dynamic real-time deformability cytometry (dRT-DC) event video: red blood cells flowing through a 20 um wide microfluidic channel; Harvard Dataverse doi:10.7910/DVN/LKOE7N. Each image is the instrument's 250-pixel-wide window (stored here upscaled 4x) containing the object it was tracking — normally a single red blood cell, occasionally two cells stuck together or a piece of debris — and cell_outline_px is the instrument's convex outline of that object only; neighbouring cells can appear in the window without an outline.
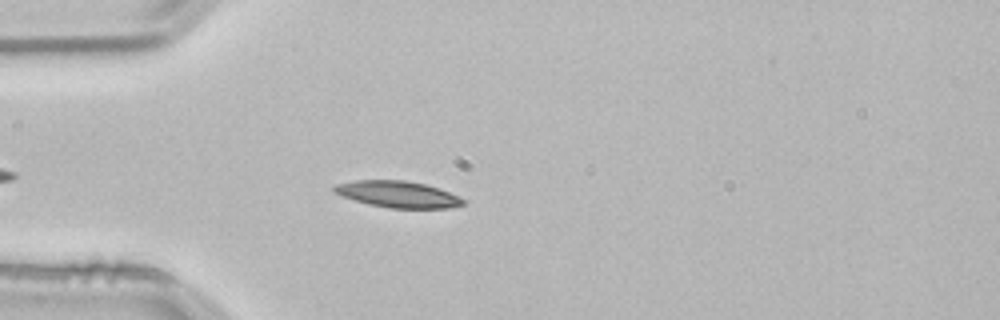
{"species": "common noctule bat (a hibernating species)", "species_latin": "Nyctalus noctula", "temperature_condition": "room temperature", "stored_images_in_passage": 46, "camera_frame_rate_fps": 3000, "um_per_image_px": 0.085, "animal": {"sex": "male", "body_mass_g": 21.5, "forearm_length_mm": 52.0}, "frame": {"image": 1, "passage_image": 7, "time_ms": 2.0, "image_size_px": [1000, 320], "cell_outline_px": [[464, 204], [448, 208], [388, 208], [368, 204], [332, 192], [332, 188], [336, 184], [356, 180], [404, 180], [424, 184], [448, 192], [464, 200]], "centroid_in_image_um": [33.76, 16.51], "position_along_channel_um": 51.2, "area_um2": 19.59}}
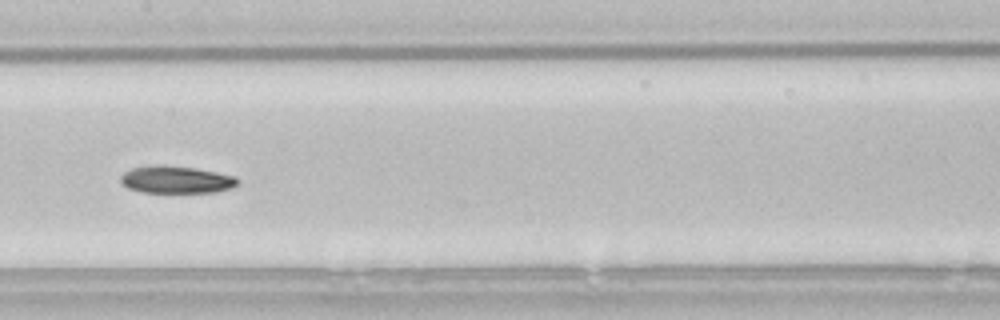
{"frame": {"image": 2, "passage_image": 19, "time_ms": 6.0, "image_size_px": [1000, 320], "cell_outline_px": [[240, 180], [232, 188], [216, 192], [144, 192], [128, 188], [120, 180], [120, 176], [124, 172], [132, 168], [156, 164], [160, 164], [196, 168], [236, 176]], "centroid_in_image_um": [14.99, 15.26], "position_along_channel_um": 192.4, "area_um2": 18.67}}
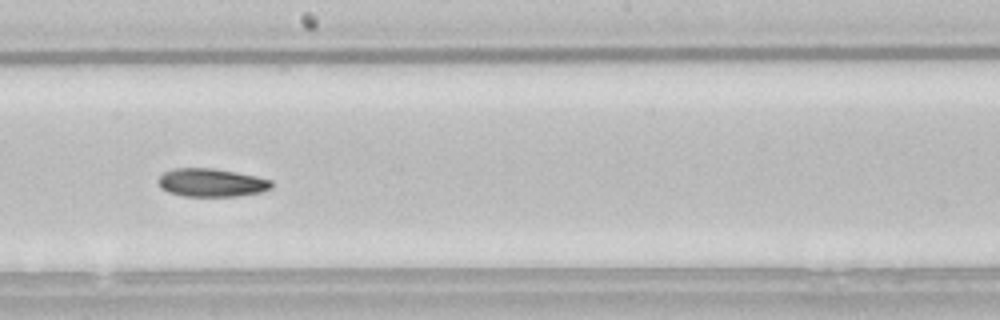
{"frame": {"image": 3, "passage_image": 22, "time_ms": 7.0, "image_size_px": [1000, 320], "cell_outline_px": [[272, 188], [260, 192], [236, 196], [184, 196], [168, 192], [160, 188], [156, 180], [164, 172], [172, 168], [212, 168], [236, 172], [256, 176], [272, 180]], "centroid_in_image_um": [17.94, 15.52], "position_along_channel_um": 230.3, "area_um2": 18.73}, "authors_computed_cell_mechanics": {"area_um2": 19.074, "velocity_mm_per_s": 3.7851, "shape_relaxation_time_tau1_ms": 3.8264, "shape_relaxation_time_tau2_ms": null, "deformation_change_tau1": 0.1184, "deformation_change_tau2": null}}